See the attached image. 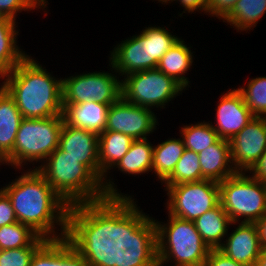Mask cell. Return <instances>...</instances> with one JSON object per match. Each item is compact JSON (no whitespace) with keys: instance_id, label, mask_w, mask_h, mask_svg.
Masks as SVG:
<instances>
[{"instance_id":"obj_32","label":"cell","mask_w":266,"mask_h":266,"mask_svg":"<svg viewBox=\"0 0 266 266\" xmlns=\"http://www.w3.org/2000/svg\"><path fill=\"white\" fill-rule=\"evenodd\" d=\"M32 10L35 11L26 0H0V18H9L14 21L17 20L18 14L22 11L27 13Z\"/></svg>"},{"instance_id":"obj_8","label":"cell","mask_w":266,"mask_h":266,"mask_svg":"<svg viewBox=\"0 0 266 266\" xmlns=\"http://www.w3.org/2000/svg\"><path fill=\"white\" fill-rule=\"evenodd\" d=\"M220 203L233 223H255L266 214V183L248 172L219 182Z\"/></svg>"},{"instance_id":"obj_29","label":"cell","mask_w":266,"mask_h":266,"mask_svg":"<svg viewBox=\"0 0 266 266\" xmlns=\"http://www.w3.org/2000/svg\"><path fill=\"white\" fill-rule=\"evenodd\" d=\"M202 180L198 153L185 149L173 172L161 185H176Z\"/></svg>"},{"instance_id":"obj_34","label":"cell","mask_w":266,"mask_h":266,"mask_svg":"<svg viewBox=\"0 0 266 266\" xmlns=\"http://www.w3.org/2000/svg\"><path fill=\"white\" fill-rule=\"evenodd\" d=\"M18 222L10 198L0 188V227Z\"/></svg>"},{"instance_id":"obj_9","label":"cell","mask_w":266,"mask_h":266,"mask_svg":"<svg viewBox=\"0 0 266 266\" xmlns=\"http://www.w3.org/2000/svg\"><path fill=\"white\" fill-rule=\"evenodd\" d=\"M183 91L185 89L177 81L157 68L128 74L121 79V97L125 101L155 110L166 108Z\"/></svg>"},{"instance_id":"obj_1","label":"cell","mask_w":266,"mask_h":266,"mask_svg":"<svg viewBox=\"0 0 266 266\" xmlns=\"http://www.w3.org/2000/svg\"><path fill=\"white\" fill-rule=\"evenodd\" d=\"M167 215L166 223L158 221L138 205L126 214L124 260L128 264L203 265L210 249L193 221Z\"/></svg>"},{"instance_id":"obj_36","label":"cell","mask_w":266,"mask_h":266,"mask_svg":"<svg viewBox=\"0 0 266 266\" xmlns=\"http://www.w3.org/2000/svg\"><path fill=\"white\" fill-rule=\"evenodd\" d=\"M202 266H246L227 257L219 249H210Z\"/></svg>"},{"instance_id":"obj_23","label":"cell","mask_w":266,"mask_h":266,"mask_svg":"<svg viewBox=\"0 0 266 266\" xmlns=\"http://www.w3.org/2000/svg\"><path fill=\"white\" fill-rule=\"evenodd\" d=\"M23 116L14 99L0 85V154L6 158L14 147Z\"/></svg>"},{"instance_id":"obj_37","label":"cell","mask_w":266,"mask_h":266,"mask_svg":"<svg viewBox=\"0 0 266 266\" xmlns=\"http://www.w3.org/2000/svg\"><path fill=\"white\" fill-rule=\"evenodd\" d=\"M249 173L254 178L266 183V150L263 152L257 164Z\"/></svg>"},{"instance_id":"obj_24","label":"cell","mask_w":266,"mask_h":266,"mask_svg":"<svg viewBox=\"0 0 266 266\" xmlns=\"http://www.w3.org/2000/svg\"><path fill=\"white\" fill-rule=\"evenodd\" d=\"M151 143L148 138L133 140L128 152L112 169L115 171L117 168L121 173L134 177L152 173L154 145Z\"/></svg>"},{"instance_id":"obj_43","label":"cell","mask_w":266,"mask_h":266,"mask_svg":"<svg viewBox=\"0 0 266 266\" xmlns=\"http://www.w3.org/2000/svg\"><path fill=\"white\" fill-rule=\"evenodd\" d=\"M118 266H130L125 260H123Z\"/></svg>"},{"instance_id":"obj_27","label":"cell","mask_w":266,"mask_h":266,"mask_svg":"<svg viewBox=\"0 0 266 266\" xmlns=\"http://www.w3.org/2000/svg\"><path fill=\"white\" fill-rule=\"evenodd\" d=\"M46 240L20 222L0 227V250L40 247Z\"/></svg>"},{"instance_id":"obj_19","label":"cell","mask_w":266,"mask_h":266,"mask_svg":"<svg viewBox=\"0 0 266 266\" xmlns=\"http://www.w3.org/2000/svg\"><path fill=\"white\" fill-rule=\"evenodd\" d=\"M202 180L222 182L236 174L231 161L230 142L219 139L215 144L198 153Z\"/></svg>"},{"instance_id":"obj_40","label":"cell","mask_w":266,"mask_h":266,"mask_svg":"<svg viewBox=\"0 0 266 266\" xmlns=\"http://www.w3.org/2000/svg\"><path fill=\"white\" fill-rule=\"evenodd\" d=\"M256 266H266V247H263L258 257Z\"/></svg>"},{"instance_id":"obj_14","label":"cell","mask_w":266,"mask_h":266,"mask_svg":"<svg viewBox=\"0 0 266 266\" xmlns=\"http://www.w3.org/2000/svg\"><path fill=\"white\" fill-rule=\"evenodd\" d=\"M231 161L236 172H250L266 150V124L255 116L230 139Z\"/></svg>"},{"instance_id":"obj_25","label":"cell","mask_w":266,"mask_h":266,"mask_svg":"<svg viewBox=\"0 0 266 266\" xmlns=\"http://www.w3.org/2000/svg\"><path fill=\"white\" fill-rule=\"evenodd\" d=\"M185 150L183 139L168 138L154 145L152 174L161 183L173 172Z\"/></svg>"},{"instance_id":"obj_33","label":"cell","mask_w":266,"mask_h":266,"mask_svg":"<svg viewBox=\"0 0 266 266\" xmlns=\"http://www.w3.org/2000/svg\"><path fill=\"white\" fill-rule=\"evenodd\" d=\"M238 0H210L208 16L223 20L233 9Z\"/></svg>"},{"instance_id":"obj_45","label":"cell","mask_w":266,"mask_h":266,"mask_svg":"<svg viewBox=\"0 0 266 266\" xmlns=\"http://www.w3.org/2000/svg\"><path fill=\"white\" fill-rule=\"evenodd\" d=\"M262 117H263L265 124H266V115H263Z\"/></svg>"},{"instance_id":"obj_15","label":"cell","mask_w":266,"mask_h":266,"mask_svg":"<svg viewBox=\"0 0 266 266\" xmlns=\"http://www.w3.org/2000/svg\"><path fill=\"white\" fill-rule=\"evenodd\" d=\"M220 95L215 107V121L211 126L216 130L219 137L224 140L230 139L239 133L255 116L245 105L242 94L235 88L228 89ZM215 124V125H214Z\"/></svg>"},{"instance_id":"obj_31","label":"cell","mask_w":266,"mask_h":266,"mask_svg":"<svg viewBox=\"0 0 266 266\" xmlns=\"http://www.w3.org/2000/svg\"><path fill=\"white\" fill-rule=\"evenodd\" d=\"M39 247H21L0 250V266H29Z\"/></svg>"},{"instance_id":"obj_26","label":"cell","mask_w":266,"mask_h":266,"mask_svg":"<svg viewBox=\"0 0 266 266\" xmlns=\"http://www.w3.org/2000/svg\"><path fill=\"white\" fill-rule=\"evenodd\" d=\"M265 14L266 0H238L222 21L237 32L247 33L257 26Z\"/></svg>"},{"instance_id":"obj_30","label":"cell","mask_w":266,"mask_h":266,"mask_svg":"<svg viewBox=\"0 0 266 266\" xmlns=\"http://www.w3.org/2000/svg\"><path fill=\"white\" fill-rule=\"evenodd\" d=\"M246 84L236 88L242 94L245 105L254 116L266 115V76H256Z\"/></svg>"},{"instance_id":"obj_18","label":"cell","mask_w":266,"mask_h":266,"mask_svg":"<svg viewBox=\"0 0 266 266\" xmlns=\"http://www.w3.org/2000/svg\"><path fill=\"white\" fill-rule=\"evenodd\" d=\"M110 105L87 101L79 104H63V118L67 125L100 135L107 126Z\"/></svg>"},{"instance_id":"obj_21","label":"cell","mask_w":266,"mask_h":266,"mask_svg":"<svg viewBox=\"0 0 266 266\" xmlns=\"http://www.w3.org/2000/svg\"><path fill=\"white\" fill-rule=\"evenodd\" d=\"M193 223L209 249H219L230 227H232L231 225L236 227V223L231 221L221 203L199 216Z\"/></svg>"},{"instance_id":"obj_6","label":"cell","mask_w":266,"mask_h":266,"mask_svg":"<svg viewBox=\"0 0 266 266\" xmlns=\"http://www.w3.org/2000/svg\"><path fill=\"white\" fill-rule=\"evenodd\" d=\"M169 27L149 25L137 35L120 41L108 56L115 72L124 76L156 69L159 60L181 37L172 34ZM122 76V77H121Z\"/></svg>"},{"instance_id":"obj_4","label":"cell","mask_w":266,"mask_h":266,"mask_svg":"<svg viewBox=\"0 0 266 266\" xmlns=\"http://www.w3.org/2000/svg\"><path fill=\"white\" fill-rule=\"evenodd\" d=\"M36 170L84 221H125L126 215L105 195L102 182L59 147Z\"/></svg>"},{"instance_id":"obj_38","label":"cell","mask_w":266,"mask_h":266,"mask_svg":"<svg viewBox=\"0 0 266 266\" xmlns=\"http://www.w3.org/2000/svg\"><path fill=\"white\" fill-rule=\"evenodd\" d=\"M262 248L266 247V214L255 222Z\"/></svg>"},{"instance_id":"obj_17","label":"cell","mask_w":266,"mask_h":266,"mask_svg":"<svg viewBox=\"0 0 266 266\" xmlns=\"http://www.w3.org/2000/svg\"><path fill=\"white\" fill-rule=\"evenodd\" d=\"M236 224L237 227L228 232L219 250L238 263L256 266L262 250L257 227L255 223Z\"/></svg>"},{"instance_id":"obj_41","label":"cell","mask_w":266,"mask_h":266,"mask_svg":"<svg viewBox=\"0 0 266 266\" xmlns=\"http://www.w3.org/2000/svg\"><path fill=\"white\" fill-rule=\"evenodd\" d=\"M130 266H160L158 264H129Z\"/></svg>"},{"instance_id":"obj_13","label":"cell","mask_w":266,"mask_h":266,"mask_svg":"<svg viewBox=\"0 0 266 266\" xmlns=\"http://www.w3.org/2000/svg\"><path fill=\"white\" fill-rule=\"evenodd\" d=\"M154 111L120 97L109 107L105 130L123 133L134 140L148 138L160 125Z\"/></svg>"},{"instance_id":"obj_5","label":"cell","mask_w":266,"mask_h":266,"mask_svg":"<svg viewBox=\"0 0 266 266\" xmlns=\"http://www.w3.org/2000/svg\"><path fill=\"white\" fill-rule=\"evenodd\" d=\"M52 73L30 54L0 80V85L14 99L23 118L62 115V78Z\"/></svg>"},{"instance_id":"obj_7","label":"cell","mask_w":266,"mask_h":266,"mask_svg":"<svg viewBox=\"0 0 266 266\" xmlns=\"http://www.w3.org/2000/svg\"><path fill=\"white\" fill-rule=\"evenodd\" d=\"M63 124V115L23 118L16 134L13 151L5 158L7 166L22 171L23 168L29 167L28 164H33L32 168H29L37 169L39 164L59 147ZM35 162L39 163L34 167Z\"/></svg>"},{"instance_id":"obj_42","label":"cell","mask_w":266,"mask_h":266,"mask_svg":"<svg viewBox=\"0 0 266 266\" xmlns=\"http://www.w3.org/2000/svg\"><path fill=\"white\" fill-rule=\"evenodd\" d=\"M7 165V163H6V160H5V158L0 154V166H5V165Z\"/></svg>"},{"instance_id":"obj_10","label":"cell","mask_w":266,"mask_h":266,"mask_svg":"<svg viewBox=\"0 0 266 266\" xmlns=\"http://www.w3.org/2000/svg\"><path fill=\"white\" fill-rule=\"evenodd\" d=\"M110 71H93L62 78L63 104L95 101L112 105L121 97V79L109 62ZM102 71V72H101ZM114 73V74H113Z\"/></svg>"},{"instance_id":"obj_28","label":"cell","mask_w":266,"mask_h":266,"mask_svg":"<svg viewBox=\"0 0 266 266\" xmlns=\"http://www.w3.org/2000/svg\"><path fill=\"white\" fill-rule=\"evenodd\" d=\"M185 149L199 153L207 147L215 144L219 139L216 130L210 121H200L195 124H186L179 130Z\"/></svg>"},{"instance_id":"obj_11","label":"cell","mask_w":266,"mask_h":266,"mask_svg":"<svg viewBox=\"0 0 266 266\" xmlns=\"http://www.w3.org/2000/svg\"><path fill=\"white\" fill-rule=\"evenodd\" d=\"M163 186L168 196L165 209L184 220L194 221L220 203L219 183L212 180Z\"/></svg>"},{"instance_id":"obj_2","label":"cell","mask_w":266,"mask_h":266,"mask_svg":"<svg viewBox=\"0 0 266 266\" xmlns=\"http://www.w3.org/2000/svg\"><path fill=\"white\" fill-rule=\"evenodd\" d=\"M125 242V221H84L66 237L47 239L29 266H118Z\"/></svg>"},{"instance_id":"obj_39","label":"cell","mask_w":266,"mask_h":266,"mask_svg":"<svg viewBox=\"0 0 266 266\" xmlns=\"http://www.w3.org/2000/svg\"><path fill=\"white\" fill-rule=\"evenodd\" d=\"M26 2L34 9L39 11V9L44 12V15L47 16V8H48V4L49 2L47 0H26ZM46 8V9H45ZM46 12V13H45Z\"/></svg>"},{"instance_id":"obj_22","label":"cell","mask_w":266,"mask_h":266,"mask_svg":"<svg viewBox=\"0 0 266 266\" xmlns=\"http://www.w3.org/2000/svg\"><path fill=\"white\" fill-rule=\"evenodd\" d=\"M18 22L0 18V78L11 72L28 54L18 44Z\"/></svg>"},{"instance_id":"obj_12","label":"cell","mask_w":266,"mask_h":266,"mask_svg":"<svg viewBox=\"0 0 266 266\" xmlns=\"http://www.w3.org/2000/svg\"><path fill=\"white\" fill-rule=\"evenodd\" d=\"M133 140L128 135L111 130L102 132L98 139V158L100 171L104 175L102 180L104 193L125 215L137 205V201L133 198L134 195L119 192L113 177L109 175L110 170L128 152Z\"/></svg>"},{"instance_id":"obj_35","label":"cell","mask_w":266,"mask_h":266,"mask_svg":"<svg viewBox=\"0 0 266 266\" xmlns=\"http://www.w3.org/2000/svg\"><path fill=\"white\" fill-rule=\"evenodd\" d=\"M173 1H176L175 3L179 2V7L184 8L183 12L180 13L178 16L183 17V13H204L205 15H208V7H209V1L208 0H167L165 4L173 3Z\"/></svg>"},{"instance_id":"obj_16","label":"cell","mask_w":266,"mask_h":266,"mask_svg":"<svg viewBox=\"0 0 266 266\" xmlns=\"http://www.w3.org/2000/svg\"><path fill=\"white\" fill-rule=\"evenodd\" d=\"M99 136L93 132L67 125L65 122L60 134L59 148L67 152V155L78 159L101 182L104 175L100 171L98 158Z\"/></svg>"},{"instance_id":"obj_44","label":"cell","mask_w":266,"mask_h":266,"mask_svg":"<svg viewBox=\"0 0 266 266\" xmlns=\"http://www.w3.org/2000/svg\"><path fill=\"white\" fill-rule=\"evenodd\" d=\"M156 1L160 2L161 4H164L167 0H156Z\"/></svg>"},{"instance_id":"obj_20","label":"cell","mask_w":266,"mask_h":266,"mask_svg":"<svg viewBox=\"0 0 266 266\" xmlns=\"http://www.w3.org/2000/svg\"><path fill=\"white\" fill-rule=\"evenodd\" d=\"M191 45H187L184 39H180L173 45L159 60L157 69L166 74L168 77L177 81L185 90L191 89L190 79L185 76L191 71L194 64V55ZM188 71V72H187Z\"/></svg>"},{"instance_id":"obj_3","label":"cell","mask_w":266,"mask_h":266,"mask_svg":"<svg viewBox=\"0 0 266 266\" xmlns=\"http://www.w3.org/2000/svg\"><path fill=\"white\" fill-rule=\"evenodd\" d=\"M23 171L8 185L0 187L10 198L18 222L45 239H59L73 233L84 220L36 169Z\"/></svg>"}]
</instances>
